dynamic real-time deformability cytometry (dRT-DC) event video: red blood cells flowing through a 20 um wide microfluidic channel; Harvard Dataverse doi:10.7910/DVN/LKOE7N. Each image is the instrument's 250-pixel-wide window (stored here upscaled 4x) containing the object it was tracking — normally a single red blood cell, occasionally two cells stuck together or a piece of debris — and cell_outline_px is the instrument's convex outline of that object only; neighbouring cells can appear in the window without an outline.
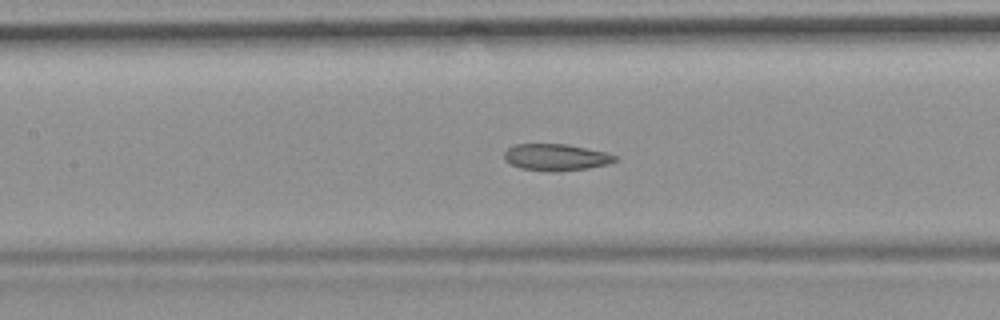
{"species": "common noctule bat (a hibernating species)", "species_latin": "Nyctalus noctula", "temperature_condition": "room temperature", "stored_images_in_passage": 54, "camera_frame_rate_fps": 3000, "um_per_image_px": 0.085, "animal": {"sex": "female", "body_mass_g": 19.9}, "frame": {"image": 1, "passage_image": 24, "time_ms": 7.667, "image_size_px": [1000, 320], "cell_outline_px": [[616, 160], [608, 164], [588, 168], [552, 172], [520, 168], [504, 160], [504, 152], [508, 148], [516, 144], [568, 144], [608, 152], [616, 156]], "centroid_in_image_um": [47.26, 13.36], "position_along_channel_um": 160.1, "area_um2": 17.28}, "authors_computed_cell_mechanics": {"area_um2": 18.9873, "velocity_mm_per_s": 3.7131, "shape_relaxation_time_tau1_ms": null, "shape_relaxation_time_tau2_ms": 4.2839, "deformation_change_tau1": null, "deformation_change_tau2": 0.0881}}